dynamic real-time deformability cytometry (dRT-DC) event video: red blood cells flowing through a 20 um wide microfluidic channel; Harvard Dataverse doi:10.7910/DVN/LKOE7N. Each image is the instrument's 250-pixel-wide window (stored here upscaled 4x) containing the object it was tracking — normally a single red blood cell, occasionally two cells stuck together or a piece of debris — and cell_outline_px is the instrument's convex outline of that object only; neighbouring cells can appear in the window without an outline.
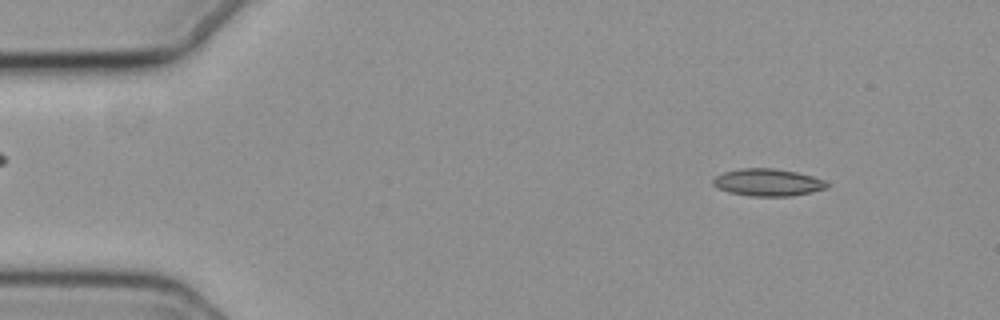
{"species": "common noctule bat (a hibernating species)", "species_latin": "Nyctalus noctula", "temperature_condition": "cold", "stored_images_in_passage": 55, "camera_frame_rate_fps": 3000, "um_per_image_px": 0.085, "animal": {"sex": "female", "body_mass_g": 19.3, "forearm_length_mm": 54.1}, "frame": {"image": 1, "passage_image": 6, "time_ms": 1.667, "image_size_px": [1000, 320], "cell_outline_px": [[828, 188], [812, 192], [792, 196], [748, 196], [728, 192], [716, 188], [712, 184], [712, 180], [716, 176], [724, 172], [740, 168], [772, 168], [796, 172], [812, 176], [824, 180], [828, 184]], "centroid_in_image_um": [65.24, 15.51], "position_along_channel_um": 19.8, "area_um2": 18.21}}
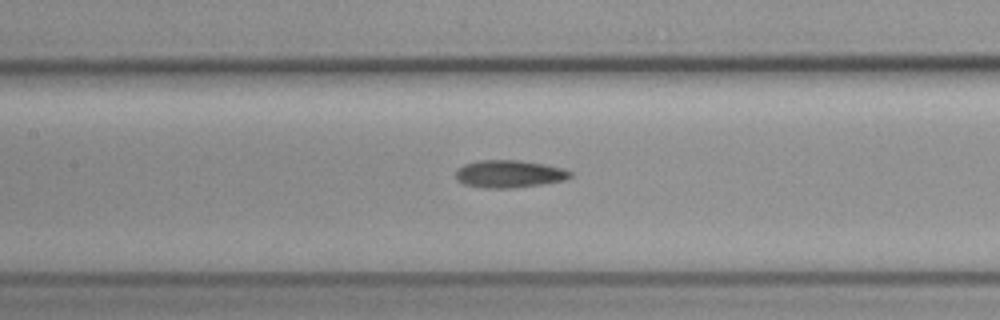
{"frame": {"image": 2, "passage_image": 25, "time_ms": 8.0, "image_size_px": [1000, 320], "cell_outline_px": [[572, 176], [564, 180], [540, 184], [512, 188], [484, 188], [464, 184], [456, 180], [456, 168], [464, 164], [476, 160], [520, 160], [544, 164], [564, 168], [572, 172]], "centroid_in_image_um": [43.25, 14.77], "position_along_channel_um": 164.1, "area_um2": 18.5}}
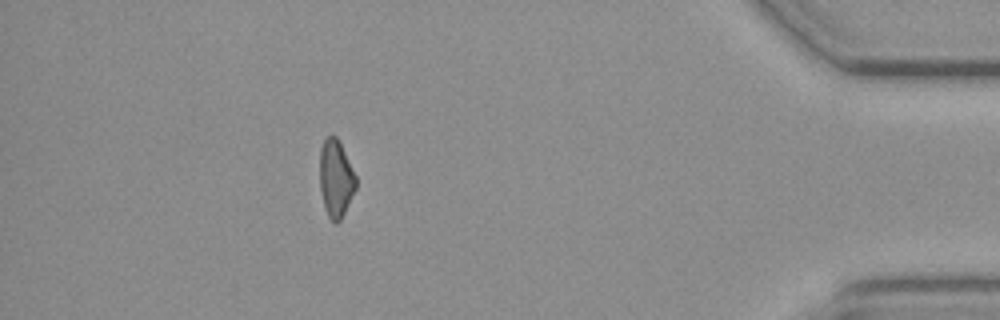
{"frame": {"image": 3, "passage_image": 49, "time_ms": 16.0, "image_size_px": [1000, 320], "cell_outline_px": [[356, 188], [340, 220], [336, 224], [328, 216], [324, 208], [320, 188], [320, 148], [324, 140], [328, 136], [336, 136], [356, 176]], "centroid_in_image_um": [28.53, 15.19], "position_along_channel_um": 406.7, "area_um2": 16.01}}